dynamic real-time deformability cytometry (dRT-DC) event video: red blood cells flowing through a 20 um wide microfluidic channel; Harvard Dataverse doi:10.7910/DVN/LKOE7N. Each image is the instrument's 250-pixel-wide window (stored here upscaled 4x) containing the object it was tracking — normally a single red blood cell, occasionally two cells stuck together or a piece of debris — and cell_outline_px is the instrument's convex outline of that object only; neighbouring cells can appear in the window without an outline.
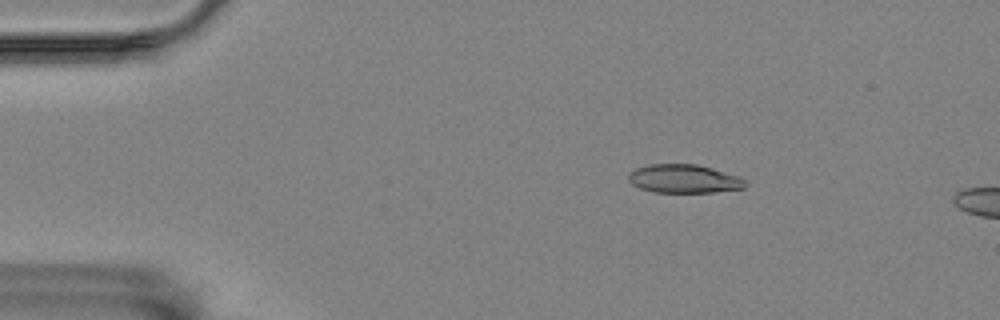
{"species": "Egyptian fruit bat (a non-hibernating species)", "species_latin": "Rousettus aegyptiacus", "temperature_condition": "room temperature", "stored_images_in_passage": 3, "camera_frame_rate_fps": 3000, "um_per_image_px": 0.085, "animal": {"sex": "female"}, "frame": {"image": 1, "passage_image": 2, "time_ms": 2.0, "image_size_px": [1000, 320], "cell_outline_px": [[748, 184], [744, 188], [712, 192], [652, 192], [640, 188], [632, 184], [628, 180], [628, 176], [636, 168], [648, 164], [696, 164], [712, 168], [740, 176]], "centroid_in_image_um": [58.15, 15.19], "position_along_channel_um": 26.9, "area_um2": 19.42}}